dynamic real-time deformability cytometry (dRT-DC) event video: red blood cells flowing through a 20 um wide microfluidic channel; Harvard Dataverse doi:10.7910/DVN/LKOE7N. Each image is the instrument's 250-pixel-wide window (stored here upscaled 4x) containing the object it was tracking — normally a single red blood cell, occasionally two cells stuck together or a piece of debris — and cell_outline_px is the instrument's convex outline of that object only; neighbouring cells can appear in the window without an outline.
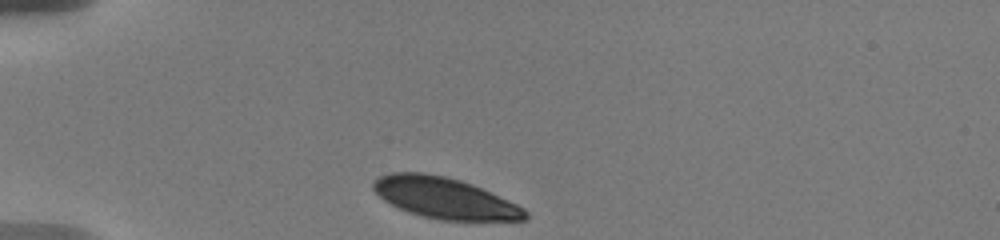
{"species": "human", "species_latin": "Homo sapiens", "temperature_condition": "warm", "stored_images_in_passage": 13, "camera_frame_rate_fps": 3000, "um_per_image_px": 0.085, "donor": {"sex": "male"}, "frame": {"image": 1, "passage_image": 1, "time_ms": 0.0, "image_size_px": [1000, 240], "cell_outline_px": [[528, 220], [440, 220], [408, 212], [384, 200], [372, 188], [372, 184], [380, 176], [392, 172], [424, 172], [444, 176], [460, 180], [472, 184], [516, 204], [524, 208], [528, 212]], "centroid_in_image_um": [37.8, 16.83], "position_along_channel_um": 47.2, "area_um2": 35.95}}
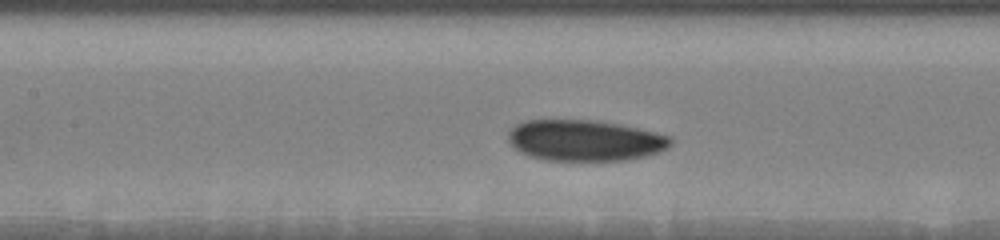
{"frame": {"image": 2, "passage_image": 10, "time_ms": 4.0, "image_size_px": [1000, 240], "cell_outline_px": [[672, 144], [668, 148], [660, 152], [628, 160], [544, 160], [528, 156], [520, 152], [508, 140], [508, 132], [516, 124], [524, 120], [596, 120], [620, 124], [656, 132], [672, 136]], "centroid_in_image_um": [49.74, 11.93], "position_along_channel_um": 157.7, "area_um2": 39.07}}
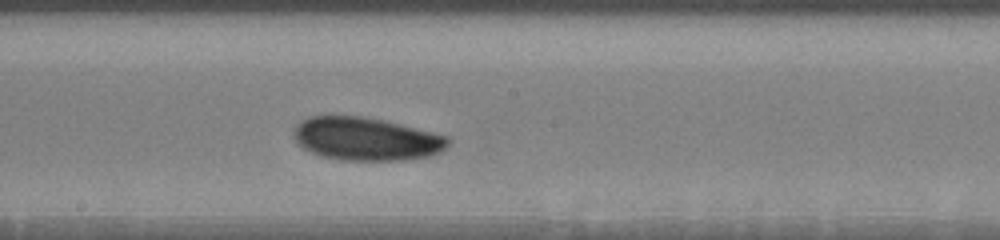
{"frame": {"image": 3, "passage_image": 13, "time_ms": 5.667, "image_size_px": [1000, 240], "cell_outline_px": [[452, 140], [444, 148], [428, 156], [404, 160], [340, 160], [320, 156], [304, 148], [292, 136], [292, 132], [296, 124], [300, 120], [308, 116], [364, 116], [384, 120], [448, 136]], "centroid_in_image_um": [31.08, 11.79], "position_along_channel_um": 217.1, "area_um2": 38.78}}